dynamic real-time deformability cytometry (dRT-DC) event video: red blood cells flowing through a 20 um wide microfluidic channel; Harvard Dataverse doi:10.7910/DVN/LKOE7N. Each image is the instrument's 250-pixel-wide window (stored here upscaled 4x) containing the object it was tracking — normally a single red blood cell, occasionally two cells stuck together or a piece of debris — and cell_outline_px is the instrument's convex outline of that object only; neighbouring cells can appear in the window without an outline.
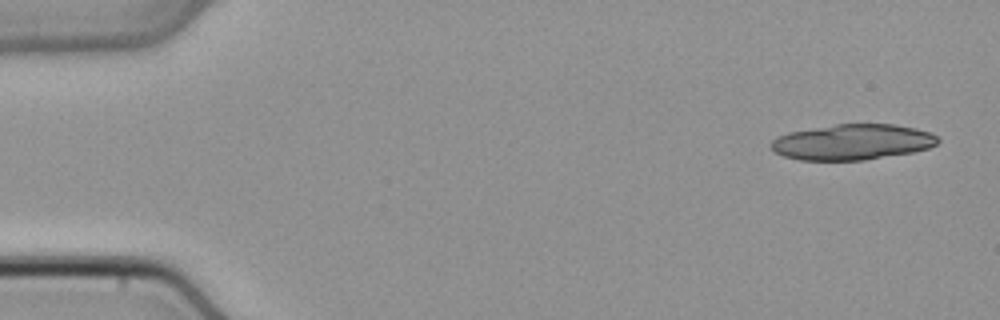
{"species": "common noctule bat (a hibernating species)", "species_latin": "Nyctalus noctula", "temperature_condition": "cold", "stored_images_in_passage": 18, "camera_frame_rate_fps": 3000, "um_per_image_px": 0.085, "animal": {"sex": "male", "body_mass_g": 21.5, "forearm_length_mm": 52.0}, "frame": {"image": 1, "passage_image": 1, "time_ms": 0.0, "image_size_px": [1000, 320], "cell_outline_px": [[940, 140], [936, 144], [928, 148], [912, 152], [864, 160], [800, 160], [784, 156], [776, 152], [768, 144], [776, 136], [788, 132], [836, 124], [892, 124], [916, 128], [928, 132], [936, 136]], "centroid_in_image_um": [72.42, 12.07], "position_along_channel_um": 12.6, "area_um2": 34.56}}